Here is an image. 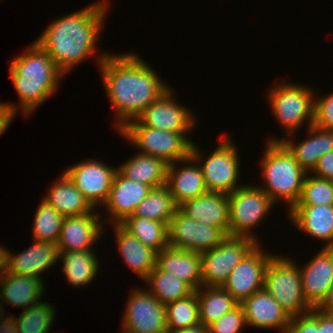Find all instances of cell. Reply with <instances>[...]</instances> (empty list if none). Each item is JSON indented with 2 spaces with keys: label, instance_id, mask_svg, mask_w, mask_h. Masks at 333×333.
<instances>
[{
  "label": "cell",
  "instance_id": "7a4b0ae2",
  "mask_svg": "<svg viewBox=\"0 0 333 333\" xmlns=\"http://www.w3.org/2000/svg\"><path fill=\"white\" fill-rule=\"evenodd\" d=\"M108 8V2L98 1L79 11L65 14L51 22L36 39L63 75L95 55V42L102 34Z\"/></svg>",
  "mask_w": 333,
  "mask_h": 333
},
{
  "label": "cell",
  "instance_id": "30bf717a",
  "mask_svg": "<svg viewBox=\"0 0 333 333\" xmlns=\"http://www.w3.org/2000/svg\"><path fill=\"white\" fill-rule=\"evenodd\" d=\"M256 244L251 238L226 236L212 250L201 253L202 286L222 287L230 272Z\"/></svg>",
  "mask_w": 333,
  "mask_h": 333
},
{
  "label": "cell",
  "instance_id": "7402d4cb",
  "mask_svg": "<svg viewBox=\"0 0 333 333\" xmlns=\"http://www.w3.org/2000/svg\"><path fill=\"white\" fill-rule=\"evenodd\" d=\"M33 242V245L19 254L8 251V273L43 280L42 273L58 262L59 249L56 244L34 239Z\"/></svg>",
  "mask_w": 333,
  "mask_h": 333
},
{
  "label": "cell",
  "instance_id": "60d3db41",
  "mask_svg": "<svg viewBox=\"0 0 333 333\" xmlns=\"http://www.w3.org/2000/svg\"><path fill=\"white\" fill-rule=\"evenodd\" d=\"M313 125L333 130V92L320 99L314 98V119Z\"/></svg>",
  "mask_w": 333,
  "mask_h": 333
},
{
  "label": "cell",
  "instance_id": "74e56055",
  "mask_svg": "<svg viewBox=\"0 0 333 333\" xmlns=\"http://www.w3.org/2000/svg\"><path fill=\"white\" fill-rule=\"evenodd\" d=\"M287 333H333V313L313 308L291 317Z\"/></svg>",
  "mask_w": 333,
  "mask_h": 333
},
{
  "label": "cell",
  "instance_id": "7dc6e473",
  "mask_svg": "<svg viewBox=\"0 0 333 333\" xmlns=\"http://www.w3.org/2000/svg\"><path fill=\"white\" fill-rule=\"evenodd\" d=\"M8 250L0 246V276L7 270Z\"/></svg>",
  "mask_w": 333,
  "mask_h": 333
},
{
  "label": "cell",
  "instance_id": "681fc988",
  "mask_svg": "<svg viewBox=\"0 0 333 333\" xmlns=\"http://www.w3.org/2000/svg\"><path fill=\"white\" fill-rule=\"evenodd\" d=\"M122 329H123V331H121V333H131V332H129L128 330H126L124 328H122Z\"/></svg>",
  "mask_w": 333,
  "mask_h": 333
},
{
  "label": "cell",
  "instance_id": "f6af8a7d",
  "mask_svg": "<svg viewBox=\"0 0 333 333\" xmlns=\"http://www.w3.org/2000/svg\"><path fill=\"white\" fill-rule=\"evenodd\" d=\"M170 333H209V332H208V326L204 325L203 323H199L197 325L190 326L187 328L174 330Z\"/></svg>",
  "mask_w": 333,
  "mask_h": 333
},
{
  "label": "cell",
  "instance_id": "5b68a950",
  "mask_svg": "<svg viewBox=\"0 0 333 333\" xmlns=\"http://www.w3.org/2000/svg\"><path fill=\"white\" fill-rule=\"evenodd\" d=\"M295 262L291 258L275 254L268 262L264 274V289L290 317L313 309L304 298L300 269Z\"/></svg>",
  "mask_w": 333,
  "mask_h": 333
},
{
  "label": "cell",
  "instance_id": "c3c4849f",
  "mask_svg": "<svg viewBox=\"0 0 333 333\" xmlns=\"http://www.w3.org/2000/svg\"><path fill=\"white\" fill-rule=\"evenodd\" d=\"M1 302H2V300H0ZM0 302V322L4 319V317L6 316L5 315V312L3 311L4 310V308H1V307H3Z\"/></svg>",
  "mask_w": 333,
  "mask_h": 333
},
{
  "label": "cell",
  "instance_id": "ba28073f",
  "mask_svg": "<svg viewBox=\"0 0 333 333\" xmlns=\"http://www.w3.org/2000/svg\"><path fill=\"white\" fill-rule=\"evenodd\" d=\"M200 148L195 144L191 147V156L200 164L204 184L207 191L221 192L230 194L237 188L243 186L237 184L239 180V156L234 142L230 137L225 138L218 146L204 158L199 150ZM201 159V160H200ZM239 185V186H238Z\"/></svg>",
  "mask_w": 333,
  "mask_h": 333
},
{
  "label": "cell",
  "instance_id": "ee69618b",
  "mask_svg": "<svg viewBox=\"0 0 333 333\" xmlns=\"http://www.w3.org/2000/svg\"><path fill=\"white\" fill-rule=\"evenodd\" d=\"M0 333H19L13 315L11 316L10 314V316H6V318L0 322Z\"/></svg>",
  "mask_w": 333,
  "mask_h": 333
},
{
  "label": "cell",
  "instance_id": "d4e9b609",
  "mask_svg": "<svg viewBox=\"0 0 333 333\" xmlns=\"http://www.w3.org/2000/svg\"><path fill=\"white\" fill-rule=\"evenodd\" d=\"M156 266L186 282L194 291L202 287L201 253L167 247L157 253Z\"/></svg>",
  "mask_w": 333,
  "mask_h": 333
},
{
  "label": "cell",
  "instance_id": "2e32d148",
  "mask_svg": "<svg viewBox=\"0 0 333 333\" xmlns=\"http://www.w3.org/2000/svg\"><path fill=\"white\" fill-rule=\"evenodd\" d=\"M98 216L100 214L97 212L96 215L94 209L88 214L64 217L56 244L59 253L92 249L103 233V224L107 220Z\"/></svg>",
  "mask_w": 333,
  "mask_h": 333
},
{
  "label": "cell",
  "instance_id": "9c48e42d",
  "mask_svg": "<svg viewBox=\"0 0 333 333\" xmlns=\"http://www.w3.org/2000/svg\"><path fill=\"white\" fill-rule=\"evenodd\" d=\"M229 201V236L247 237L259 243L250 230L259 226L275 205L257 185H243L227 194Z\"/></svg>",
  "mask_w": 333,
  "mask_h": 333
},
{
  "label": "cell",
  "instance_id": "ab89813d",
  "mask_svg": "<svg viewBox=\"0 0 333 333\" xmlns=\"http://www.w3.org/2000/svg\"><path fill=\"white\" fill-rule=\"evenodd\" d=\"M246 325L243 308L238 304L231 311L208 325L209 333H242Z\"/></svg>",
  "mask_w": 333,
  "mask_h": 333
},
{
  "label": "cell",
  "instance_id": "8d00e7d4",
  "mask_svg": "<svg viewBox=\"0 0 333 333\" xmlns=\"http://www.w3.org/2000/svg\"><path fill=\"white\" fill-rule=\"evenodd\" d=\"M55 313L51 303L40 301L24 309L14 320L19 333H50Z\"/></svg>",
  "mask_w": 333,
  "mask_h": 333
},
{
  "label": "cell",
  "instance_id": "4fadbf2b",
  "mask_svg": "<svg viewBox=\"0 0 333 333\" xmlns=\"http://www.w3.org/2000/svg\"><path fill=\"white\" fill-rule=\"evenodd\" d=\"M257 243L230 272L222 287L240 304L255 292L264 289V274L273 253Z\"/></svg>",
  "mask_w": 333,
  "mask_h": 333
},
{
  "label": "cell",
  "instance_id": "f35d334b",
  "mask_svg": "<svg viewBox=\"0 0 333 333\" xmlns=\"http://www.w3.org/2000/svg\"><path fill=\"white\" fill-rule=\"evenodd\" d=\"M296 205H333V180L306 174L302 193Z\"/></svg>",
  "mask_w": 333,
  "mask_h": 333
},
{
  "label": "cell",
  "instance_id": "8992f818",
  "mask_svg": "<svg viewBox=\"0 0 333 333\" xmlns=\"http://www.w3.org/2000/svg\"><path fill=\"white\" fill-rule=\"evenodd\" d=\"M118 133L141 149L138 153L160 158L168 165L189 157L194 143L186 133L143 126L137 119L128 122Z\"/></svg>",
  "mask_w": 333,
  "mask_h": 333
},
{
  "label": "cell",
  "instance_id": "7bdbcfd3",
  "mask_svg": "<svg viewBox=\"0 0 333 333\" xmlns=\"http://www.w3.org/2000/svg\"><path fill=\"white\" fill-rule=\"evenodd\" d=\"M14 117L16 116L0 101V135L9 127Z\"/></svg>",
  "mask_w": 333,
  "mask_h": 333
},
{
  "label": "cell",
  "instance_id": "1f68e13d",
  "mask_svg": "<svg viewBox=\"0 0 333 333\" xmlns=\"http://www.w3.org/2000/svg\"><path fill=\"white\" fill-rule=\"evenodd\" d=\"M119 224L157 253L169 247L168 225L164 222L129 215Z\"/></svg>",
  "mask_w": 333,
  "mask_h": 333
},
{
  "label": "cell",
  "instance_id": "277c9868",
  "mask_svg": "<svg viewBox=\"0 0 333 333\" xmlns=\"http://www.w3.org/2000/svg\"><path fill=\"white\" fill-rule=\"evenodd\" d=\"M265 148L260 161L265 182L260 188L274 204L280 199L286 201L290 211L300 199L307 173L281 141H268Z\"/></svg>",
  "mask_w": 333,
  "mask_h": 333
},
{
  "label": "cell",
  "instance_id": "7c38bea8",
  "mask_svg": "<svg viewBox=\"0 0 333 333\" xmlns=\"http://www.w3.org/2000/svg\"><path fill=\"white\" fill-rule=\"evenodd\" d=\"M129 296L122 328L131 333H169L165 305L148 289H135Z\"/></svg>",
  "mask_w": 333,
  "mask_h": 333
},
{
  "label": "cell",
  "instance_id": "cb8c5ba5",
  "mask_svg": "<svg viewBox=\"0 0 333 333\" xmlns=\"http://www.w3.org/2000/svg\"><path fill=\"white\" fill-rule=\"evenodd\" d=\"M288 217L301 232L326 241L333 248V205H295Z\"/></svg>",
  "mask_w": 333,
  "mask_h": 333
},
{
  "label": "cell",
  "instance_id": "5bb4252c",
  "mask_svg": "<svg viewBox=\"0 0 333 333\" xmlns=\"http://www.w3.org/2000/svg\"><path fill=\"white\" fill-rule=\"evenodd\" d=\"M116 171L117 168L108 166L107 163L90 159L70 166L63 172L89 204L97 209L98 205L103 207L107 201Z\"/></svg>",
  "mask_w": 333,
  "mask_h": 333
},
{
  "label": "cell",
  "instance_id": "e575fe53",
  "mask_svg": "<svg viewBox=\"0 0 333 333\" xmlns=\"http://www.w3.org/2000/svg\"><path fill=\"white\" fill-rule=\"evenodd\" d=\"M165 309L169 333L200 323L199 302L196 291H193L186 297L166 304Z\"/></svg>",
  "mask_w": 333,
  "mask_h": 333
},
{
  "label": "cell",
  "instance_id": "9a60e30c",
  "mask_svg": "<svg viewBox=\"0 0 333 333\" xmlns=\"http://www.w3.org/2000/svg\"><path fill=\"white\" fill-rule=\"evenodd\" d=\"M172 88L169 87L152 102L137 120L147 127L167 132L187 133L195 127L196 118L189 109L173 99Z\"/></svg>",
  "mask_w": 333,
  "mask_h": 333
},
{
  "label": "cell",
  "instance_id": "603a6c76",
  "mask_svg": "<svg viewBox=\"0 0 333 333\" xmlns=\"http://www.w3.org/2000/svg\"><path fill=\"white\" fill-rule=\"evenodd\" d=\"M310 134L306 140L296 143L292 138H270L268 141H281L294 155L301 168L309 175L316 167L318 160L333 150V130L322 129L315 125L308 127ZM295 142V143H294Z\"/></svg>",
  "mask_w": 333,
  "mask_h": 333
},
{
  "label": "cell",
  "instance_id": "44dd1931",
  "mask_svg": "<svg viewBox=\"0 0 333 333\" xmlns=\"http://www.w3.org/2000/svg\"><path fill=\"white\" fill-rule=\"evenodd\" d=\"M181 162L184 165H176ZM166 186L178 207L207 192L201 167L191 155L167 166Z\"/></svg>",
  "mask_w": 333,
  "mask_h": 333
},
{
  "label": "cell",
  "instance_id": "f1b7e54d",
  "mask_svg": "<svg viewBox=\"0 0 333 333\" xmlns=\"http://www.w3.org/2000/svg\"><path fill=\"white\" fill-rule=\"evenodd\" d=\"M167 166L160 158L137 152L117 170L129 180L158 188L166 185Z\"/></svg>",
  "mask_w": 333,
  "mask_h": 333
},
{
  "label": "cell",
  "instance_id": "836d02e7",
  "mask_svg": "<svg viewBox=\"0 0 333 333\" xmlns=\"http://www.w3.org/2000/svg\"><path fill=\"white\" fill-rule=\"evenodd\" d=\"M144 281L150 287L149 292L163 305L186 297L194 291L186 282L160 270L157 266Z\"/></svg>",
  "mask_w": 333,
  "mask_h": 333
},
{
  "label": "cell",
  "instance_id": "6da1fadb",
  "mask_svg": "<svg viewBox=\"0 0 333 333\" xmlns=\"http://www.w3.org/2000/svg\"><path fill=\"white\" fill-rule=\"evenodd\" d=\"M104 90L116 117V130L137 119L169 86L137 54L97 57Z\"/></svg>",
  "mask_w": 333,
  "mask_h": 333
},
{
  "label": "cell",
  "instance_id": "4316f807",
  "mask_svg": "<svg viewBox=\"0 0 333 333\" xmlns=\"http://www.w3.org/2000/svg\"><path fill=\"white\" fill-rule=\"evenodd\" d=\"M35 277L11 274L5 271L0 276V298L12 307L24 309L39 303L42 299L44 283Z\"/></svg>",
  "mask_w": 333,
  "mask_h": 333
},
{
  "label": "cell",
  "instance_id": "b9f144b4",
  "mask_svg": "<svg viewBox=\"0 0 333 333\" xmlns=\"http://www.w3.org/2000/svg\"><path fill=\"white\" fill-rule=\"evenodd\" d=\"M317 178L333 180V150L323 155L311 172Z\"/></svg>",
  "mask_w": 333,
  "mask_h": 333
},
{
  "label": "cell",
  "instance_id": "ffe728a7",
  "mask_svg": "<svg viewBox=\"0 0 333 333\" xmlns=\"http://www.w3.org/2000/svg\"><path fill=\"white\" fill-rule=\"evenodd\" d=\"M151 190L152 187L129 180L117 170L108 199L103 205L111 215L109 220L112 221V224H119L127 216L132 215Z\"/></svg>",
  "mask_w": 333,
  "mask_h": 333
},
{
  "label": "cell",
  "instance_id": "f546056e",
  "mask_svg": "<svg viewBox=\"0 0 333 333\" xmlns=\"http://www.w3.org/2000/svg\"><path fill=\"white\" fill-rule=\"evenodd\" d=\"M93 249L59 253L66 280L74 286H87L96 277L99 261Z\"/></svg>",
  "mask_w": 333,
  "mask_h": 333
},
{
  "label": "cell",
  "instance_id": "bcb514c9",
  "mask_svg": "<svg viewBox=\"0 0 333 333\" xmlns=\"http://www.w3.org/2000/svg\"><path fill=\"white\" fill-rule=\"evenodd\" d=\"M317 308L325 312L333 313V286L327 292L325 299Z\"/></svg>",
  "mask_w": 333,
  "mask_h": 333
},
{
  "label": "cell",
  "instance_id": "d6a6232c",
  "mask_svg": "<svg viewBox=\"0 0 333 333\" xmlns=\"http://www.w3.org/2000/svg\"><path fill=\"white\" fill-rule=\"evenodd\" d=\"M178 206L166 185L152 188L148 196L136 207L133 216L169 224Z\"/></svg>",
  "mask_w": 333,
  "mask_h": 333
},
{
  "label": "cell",
  "instance_id": "e0dca14e",
  "mask_svg": "<svg viewBox=\"0 0 333 333\" xmlns=\"http://www.w3.org/2000/svg\"><path fill=\"white\" fill-rule=\"evenodd\" d=\"M305 264L299 267L304 298L317 308L333 286V248L323 247Z\"/></svg>",
  "mask_w": 333,
  "mask_h": 333
},
{
  "label": "cell",
  "instance_id": "4dcf8cb0",
  "mask_svg": "<svg viewBox=\"0 0 333 333\" xmlns=\"http://www.w3.org/2000/svg\"><path fill=\"white\" fill-rule=\"evenodd\" d=\"M200 323L208 326L235 308L239 303L221 286L196 290Z\"/></svg>",
  "mask_w": 333,
  "mask_h": 333
},
{
  "label": "cell",
  "instance_id": "8fae6325",
  "mask_svg": "<svg viewBox=\"0 0 333 333\" xmlns=\"http://www.w3.org/2000/svg\"><path fill=\"white\" fill-rule=\"evenodd\" d=\"M226 236L216 227L189 218L179 208L168 224L169 247L203 253L219 245Z\"/></svg>",
  "mask_w": 333,
  "mask_h": 333
},
{
  "label": "cell",
  "instance_id": "52a82bcc",
  "mask_svg": "<svg viewBox=\"0 0 333 333\" xmlns=\"http://www.w3.org/2000/svg\"><path fill=\"white\" fill-rule=\"evenodd\" d=\"M298 83H281L271 88L267 95L272 114L283 126L286 136L302 128L303 123L308 127L314 119V95L312 88Z\"/></svg>",
  "mask_w": 333,
  "mask_h": 333
},
{
  "label": "cell",
  "instance_id": "d590c367",
  "mask_svg": "<svg viewBox=\"0 0 333 333\" xmlns=\"http://www.w3.org/2000/svg\"><path fill=\"white\" fill-rule=\"evenodd\" d=\"M33 220V239L57 244L64 216L42 199Z\"/></svg>",
  "mask_w": 333,
  "mask_h": 333
},
{
  "label": "cell",
  "instance_id": "3957f363",
  "mask_svg": "<svg viewBox=\"0 0 333 333\" xmlns=\"http://www.w3.org/2000/svg\"><path fill=\"white\" fill-rule=\"evenodd\" d=\"M23 51L26 52L11 59L9 66L10 78L19 95L20 104H3L14 116L21 107L25 117H28L57 91L59 79L64 75L36 41Z\"/></svg>",
  "mask_w": 333,
  "mask_h": 333
},
{
  "label": "cell",
  "instance_id": "ac0fdd59",
  "mask_svg": "<svg viewBox=\"0 0 333 333\" xmlns=\"http://www.w3.org/2000/svg\"><path fill=\"white\" fill-rule=\"evenodd\" d=\"M240 305L243 308L246 326L263 329H279L287 333L291 317L274 299V297L262 289L243 300Z\"/></svg>",
  "mask_w": 333,
  "mask_h": 333
},
{
  "label": "cell",
  "instance_id": "484cf974",
  "mask_svg": "<svg viewBox=\"0 0 333 333\" xmlns=\"http://www.w3.org/2000/svg\"><path fill=\"white\" fill-rule=\"evenodd\" d=\"M116 244L124 263L142 280L155 268L157 252L145 246L137 237L131 235L120 224H113Z\"/></svg>",
  "mask_w": 333,
  "mask_h": 333
},
{
  "label": "cell",
  "instance_id": "d6986e66",
  "mask_svg": "<svg viewBox=\"0 0 333 333\" xmlns=\"http://www.w3.org/2000/svg\"><path fill=\"white\" fill-rule=\"evenodd\" d=\"M189 218L207 226L218 228L229 236V201L225 193L207 191L194 199L185 201L178 207Z\"/></svg>",
  "mask_w": 333,
  "mask_h": 333
},
{
  "label": "cell",
  "instance_id": "83f0119b",
  "mask_svg": "<svg viewBox=\"0 0 333 333\" xmlns=\"http://www.w3.org/2000/svg\"><path fill=\"white\" fill-rule=\"evenodd\" d=\"M49 188L43 199L64 217L84 215L94 210L64 172Z\"/></svg>",
  "mask_w": 333,
  "mask_h": 333
}]
</instances>
